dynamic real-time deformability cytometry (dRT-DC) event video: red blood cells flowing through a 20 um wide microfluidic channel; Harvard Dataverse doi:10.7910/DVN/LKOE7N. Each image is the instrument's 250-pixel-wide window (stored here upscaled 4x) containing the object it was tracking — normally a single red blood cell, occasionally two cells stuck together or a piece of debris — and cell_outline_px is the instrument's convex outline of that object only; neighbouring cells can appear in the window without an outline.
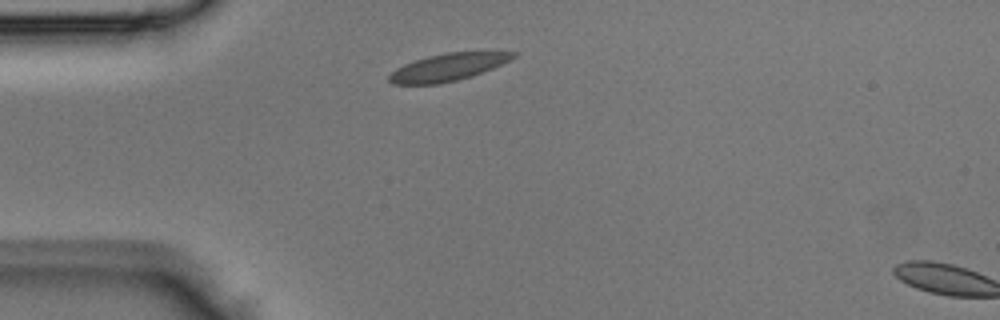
{"species": "Egyptian fruit bat (a non-hibernating species)", "species_latin": "Rousettus aegyptiacus", "temperature_condition": "room temperature", "stored_images_in_passage": 2, "segment_of_instrument_passage": [1, 2], "camera_frame_rate_fps": 3000, "um_per_image_px": 0.085, "animal": {"sex": "male"}, "frame": {"image": 1, "passage_image": 1, "time_ms": 0.0, "image_size_px": [1000, 320], "cell_outline_px": [[516, 56], [492, 68], [472, 76], [440, 84], [392, 84], [388, 80], [388, 76], [396, 68], [404, 64], [428, 56], [448, 52], [516, 52]], "centroid_in_image_um": [38.02, 5.72], "position_along_channel_um": 47.0, "area_um2": 19.42}}